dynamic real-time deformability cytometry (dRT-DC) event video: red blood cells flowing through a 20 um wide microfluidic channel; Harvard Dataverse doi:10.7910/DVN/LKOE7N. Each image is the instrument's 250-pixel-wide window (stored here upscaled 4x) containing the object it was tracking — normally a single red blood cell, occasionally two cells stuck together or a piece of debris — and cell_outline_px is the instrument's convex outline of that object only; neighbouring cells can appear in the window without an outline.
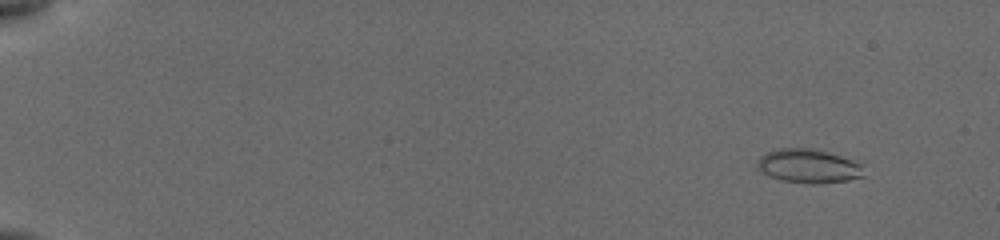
{"species": "common noctule bat (a hibernating species)", "species_latin": "Nyctalus noctula", "temperature_condition": "cold", "stored_images_in_passage": 31, "segment_of_instrument_passage": [1, 2], "camera_frame_rate_fps": 3000, "um_per_image_px": 0.085, "animal": {"sex": "female", "body_mass_g": 19.5, "forearm_length_mm": 54.1}, "frame": {"image": 1, "passage_image": 3, "time_ms": 0.667, "image_size_px": [1000, 240], "cell_outline_px": [[864, 176], [848, 180], [816, 184], [808, 184], [784, 180], [768, 176], [756, 168], [756, 164], [760, 156], [768, 152], [780, 148], [812, 148], [828, 152], [852, 160], [860, 164]], "centroid_in_image_um": [68.68, 14.12], "position_along_channel_um": 16.3, "area_um2": 20.92}}
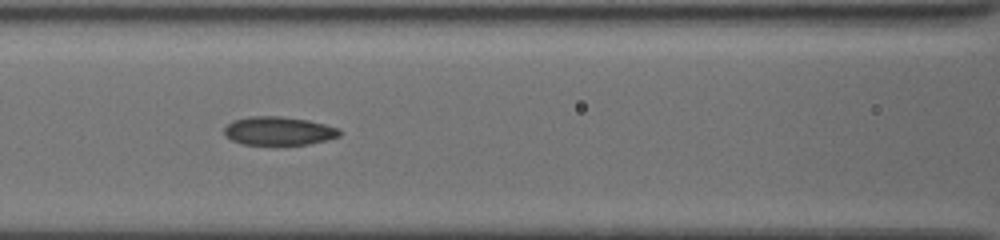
{"frame": {"image": 2, "passage_image": 27, "time_ms": 8.0, "image_size_px": [1000, 240], "cell_outline_px": [[340, 136], [328, 140], [308, 144], [276, 148], [244, 144], [232, 140], [224, 136], [224, 128], [232, 120], [252, 116], [276, 116], [308, 120], [340, 128]], "centroid_in_image_um": [23.68, 11.18], "position_along_channel_um": 142.9, "area_um2": 20.0}}
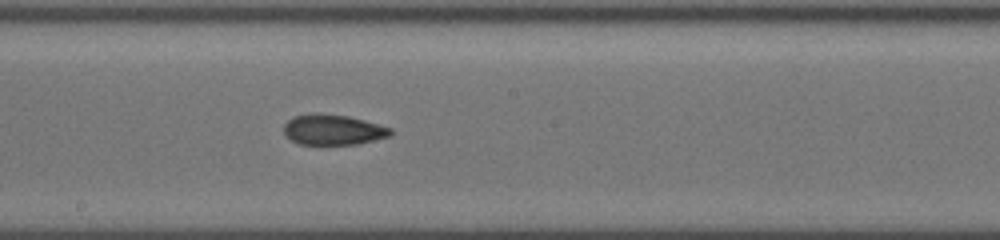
{"frame": {"image": 3, "passage_image": 30, "time_ms": 10.0, "image_size_px": [1000, 240], "cell_outline_px": [[392, 136], [356, 144], [300, 144], [292, 140], [284, 132], [284, 124], [288, 120], [296, 116], [348, 116], [364, 120], [392, 128]], "centroid_in_image_um": [28.38, 11.07], "position_along_channel_um": 219.8, "area_um2": 18.09}}